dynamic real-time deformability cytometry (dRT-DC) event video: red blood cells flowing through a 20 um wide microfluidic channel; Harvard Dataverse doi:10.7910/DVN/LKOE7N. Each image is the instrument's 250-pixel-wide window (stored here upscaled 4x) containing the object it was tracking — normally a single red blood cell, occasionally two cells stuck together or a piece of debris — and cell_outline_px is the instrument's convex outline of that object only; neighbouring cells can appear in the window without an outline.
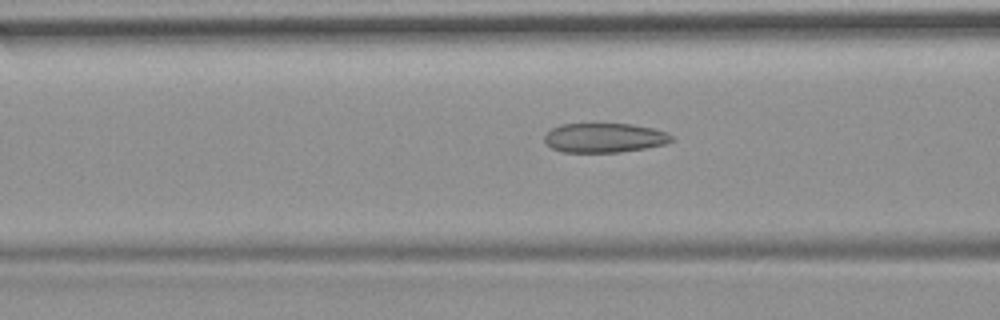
{"species": "common noctule bat (a hibernating species)", "species_latin": "Nyctalus noctula", "temperature_condition": "room temperature", "stored_images_in_passage": 47, "camera_frame_rate_fps": 3000, "um_per_image_px": 0.085, "animal": {"sex": "female", "body_mass_g": 19.9}, "frame": {"image": 1, "passage_image": 21, "time_ms": 6.667, "image_size_px": [1000, 320], "cell_outline_px": [[672, 140], [664, 144], [644, 148], [620, 152], [560, 152], [552, 148], [544, 140], [544, 136], [552, 128], [560, 124], [632, 124], [652, 128], [668, 132], [672, 136]], "centroid_in_image_um": [51.36, 11.71], "position_along_channel_um": 115.2, "area_um2": 21.68}}
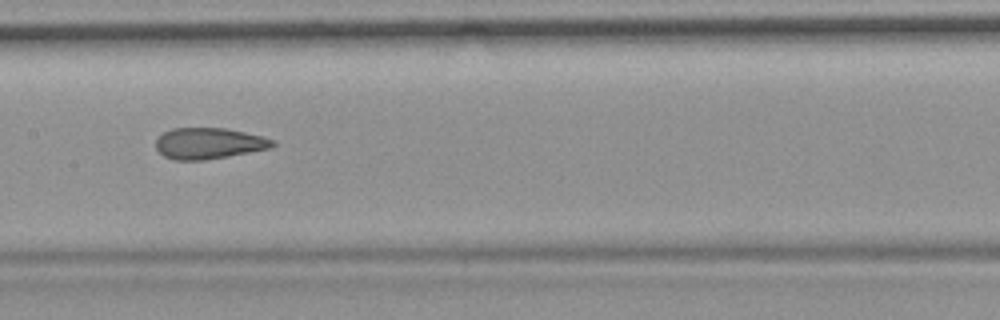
{"frame": {"image": 2, "passage_image": 27, "time_ms": 8.667, "image_size_px": [1000, 320], "cell_outline_px": [[276, 144], [272, 148], [228, 156], [204, 160], [172, 160], [164, 156], [156, 148], [156, 140], [164, 132], [172, 128], [224, 128], [264, 136], [276, 140]], "centroid_in_image_um": [17.78, 12.19], "position_along_channel_um": 189.6, "area_um2": 21.27}}